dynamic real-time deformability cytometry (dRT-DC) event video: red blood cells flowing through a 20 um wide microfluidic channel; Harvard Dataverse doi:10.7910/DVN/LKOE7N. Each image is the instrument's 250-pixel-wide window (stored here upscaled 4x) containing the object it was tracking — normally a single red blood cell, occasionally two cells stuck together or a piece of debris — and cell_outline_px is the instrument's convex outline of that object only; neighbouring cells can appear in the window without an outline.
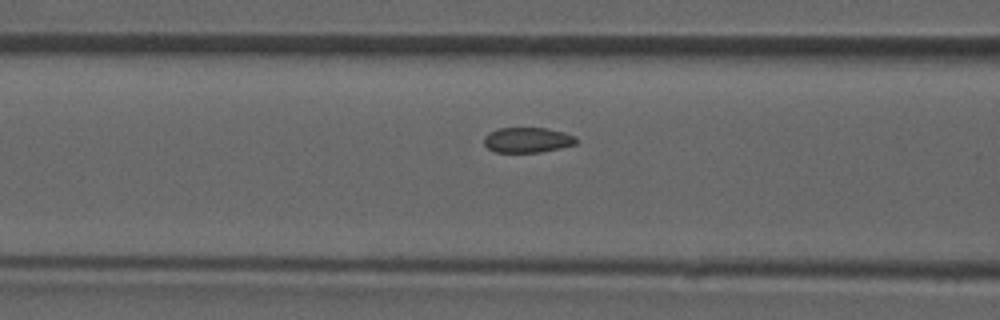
{"species": "common noctule bat (a hibernating species)", "species_latin": "Nyctalus noctula", "temperature_condition": "room temperature", "stored_images_in_passage": 13, "camera_frame_rate_fps": 3000, "um_per_image_px": 0.085, "animal": {"sex": "male", "forearm_length_mm": 52.5}, "frame": {"image": 1, "passage_image": 11, "time_ms": 3.333, "image_size_px": [1000, 320], "cell_outline_px": [[576, 144], [560, 148], [540, 152], [496, 152], [488, 148], [484, 144], [484, 136], [500, 128], [544, 128], [564, 132], [576, 136]], "centroid_in_image_um": [44.85, 11.9], "position_along_channel_um": 121.8, "area_um2": 13.41}}